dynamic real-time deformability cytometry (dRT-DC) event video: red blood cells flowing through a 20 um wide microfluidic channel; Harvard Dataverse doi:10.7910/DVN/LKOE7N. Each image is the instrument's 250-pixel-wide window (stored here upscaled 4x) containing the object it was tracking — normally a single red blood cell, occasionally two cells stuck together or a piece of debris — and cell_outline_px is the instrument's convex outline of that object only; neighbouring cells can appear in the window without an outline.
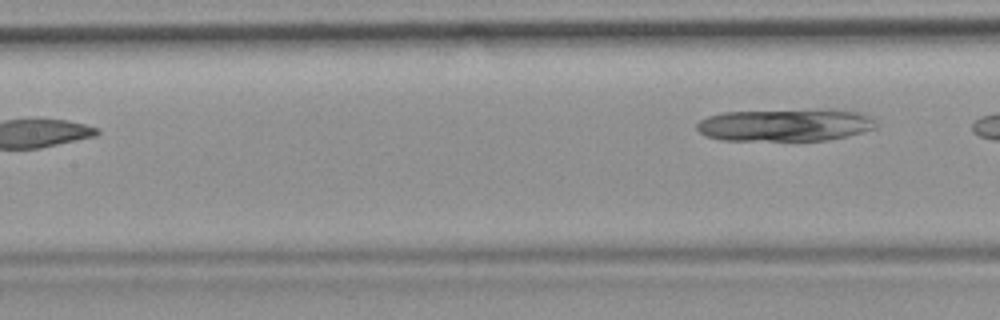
{"species": "common noctule bat (a hibernating species)", "species_latin": "Nyctalus noctula", "temperature_condition": "room temperature", "stored_images_in_passage": 7, "camera_frame_rate_fps": 3000, "um_per_image_px": 0.085, "animal": {"sex": "female", "body_mass_g": 19.9}, "frame": {"image": 1, "passage_image": 7, "time_ms": 8.0, "image_size_px": [1000, 320], "cell_outline_px": [[880, 124], [876, 128], [864, 132], [848, 136], [828, 140], [720, 140], [704, 136], [696, 128], [696, 124], [700, 120], [708, 116], [720, 112], [820, 108], [860, 112], [872, 116]], "centroid_in_image_um": [66.8, 10.6], "position_along_channel_um": 140.6, "area_um2": 34.85}}